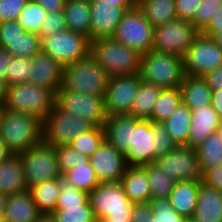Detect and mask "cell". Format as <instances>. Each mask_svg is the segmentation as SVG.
I'll use <instances>...</instances> for the list:
<instances>
[{
	"mask_svg": "<svg viewBox=\"0 0 222 222\" xmlns=\"http://www.w3.org/2000/svg\"><path fill=\"white\" fill-rule=\"evenodd\" d=\"M0 139L12 154L25 153L43 141V121L34 115L3 107L0 113Z\"/></svg>",
	"mask_w": 222,
	"mask_h": 222,
	"instance_id": "6da1fadb",
	"label": "cell"
},
{
	"mask_svg": "<svg viewBox=\"0 0 222 222\" xmlns=\"http://www.w3.org/2000/svg\"><path fill=\"white\" fill-rule=\"evenodd\" d=\"M90 55L110 77L140 74L142 54L112 38L91 41Z\"/></svg>",
	"mask_w": 222,
	"mask_h": 222,
	"instance_id": "7a4b0ae2",
	"label": "cell"
},
{
	"mask_svg": "<svg viewBox=\"0 0 222 222\" xmlns=\"http://www.w3.org/2000/svg\"><path fill=\"white\" fill-rule=\"evenodd\" d=\"M56 93L30 83L6 86L3 107L9 111L34 115L42 121L55 106Z\"/></svg>",
	"mask_w": 222,
	"mask_h": 222,
	"instance_id": "3957f363",
	"label": "cell"
},
{
	"mask_svg": "<svg viewBox=\"0 0 222 222\" xmlns=\"http://www.w3.org/2000/svg\"><path fill=\"white\" fill-rule=\"evenodd\" d=\"M109 75L89 54L63 68L62 88L87 95H105Z\"/></svg>",
	"mask_w": 222,
	"mask_h": 222,
	"instance_id": "277c9868",
	"label": "cell"
},
{
	"mask_svg": "<svg viewBox=\"0 0 222 222\" xmlns=\"http://www.w3.org/2000/svg\"><path fill=\"white\" fill-rule=\"evenodd\" d=\"M139 75L162 89L180 87L185 76L183 57L151 50L142 54Z\"/></svg>",
	"mask_w": 222,
	"mask_h": 222,
	"instance_id": "5b68a950",
	"label": "cell"
},
{
	"mask_svg": "<svg viewBox=\"0 0 222 222\" xmlns=\"http://www.w3.org/2000/svg\"><path fill=\"white\" fill-rule=\"evenodd\" d=\"M89 203L97 222L102 219H131L133 203L120 181L99 183L89 193Z\"/></svg>",
	"mask_w": 222,
	"mask_h": 222,
	"instance_id": "8992f818",
	"label": "cell"
},
{
	"mask_svg": "<svg viewBox=\"0 0 222 222\" xmlns=\"http://www.w3.org/2000/svg\"><path fill=\"white\" fill-rule=\"evenodd\" d=\"M153 32L154 27L145 18L143 11L136 6L124 12L111 38L145 54L152 50Z\"/></svg>",
	"mask_w": 222,
	"mask_h": 222,
	"instance_id": "52a82bcc",
	"label": "cell"
},
{
	"mask_svg": "<svg viewBox=\"0 0 222 222\" xmlns=\"http://www.w3.org/2000/svg\"><path fill=\"white\" fill-rule=\"evenodd\" d=\"M90 43L87 36L69 29L41 39L42 51L63 67L88 56Z\"/></svg>",
	"mask_w": 222,
	"mask_h": 222,
	"instance_id": "ba28073f",
	"label": "cell"
},
{
	"mask_svg": "<svg viewBox=\"0 0 222 222\" xmlns=\"http://www.w3.org/2000/svg\"><path fill=\"white\" fill-rule=\"evenodd\" d=\"M92 127L90 122L61 110L55 104L43 121V141L54 148L69 145Z\"/></svg>",
	"mask_w": 222,
	"mask_h": 222,
	"instance_id": "9c48e42d",
	"label": "cell"
},
{
	"mask_svg": "<svg viewBox=\"0 0 222 222\" xmlns=\"http://www.w3.org/2000/svg\"><path fill=\"white\" fill-rule=\"evenodd\" d=\"M20 155L28 189L43 181L62 178L55 148L44 141Z\"/></svg>",
	"mask_w": 222,
	"mask_h": 222,
	"instance_id": "30bf717a",
	"label": "cell"
},
{
	"mask_svg": "<svg viewBox=\"0 0 222 222\" xmlns=\"http://www.w3.org/2000/svg\"><path fill=\"white\" fill-rule=\"evenodd\" d=\"M199 33L190 21L167 22L154 28L152 50L184 57Z\"/></svg>",
	"mask_w": 222,
	"mask_h": 222,
	"instance_id": "8fae6325",
	"label": "cell"
},
{
	"mask_svg": "<svg viewBox=\"0 0 222 222\" xmlns=\"http://www.w3.org/2000/svg\"><path fill=\"white\" fill-rule=\"evenodd\" d=\"M55 104L61 110L86 120L93 126H104L107 119L104 95L81 94L60 87L56 92Z\"/></svg>",
	"mask_w": 222,
	"mask_h": 222,
	"instance_id": "7c38bea8",
	"label": "cell"
},
{
	"mask_svg": "<svg viewBox=\"0 0 222 222\" xmlns=\"http://www.w3.org/2000/svg\"><path fill=\"white\" fill-rule=\"evenodd\" d=\"M185 75L203 77L222 66V48L199 33L183 57Z\"/></svg>",
	"mask_w": 222,
	"mask_h": 222,
	"instance_id": "4fadbf2b",
	"label": "cell"
},
{
	"mask_svg": "<svg viewBox=\"0 0 222 222\" xmlns=\"http://www.w3.org/2000/svg\"><path fill=\"white\" fill-rule=\"evenodd\" d=\"M141 81L139 74L109 77L104 95L107 116L130 115Z\"/></svg>",
	"mask_w": 222,
	"mask_h": 222,
	"instance_id": "5bb4252c",
	"label": "cell"
},
{
	"mask_svg": "<svg viewBox=\"0 0 222 222\" xmlns=\"http://www.w3.org/2000/svg\"><path fill=\"white\" fill-rule=\"evenodd\" d=\"M155 163L174 181L201 180L196 148L176 146L172 151L158 157Z\"/></svg>",
	"mask_w": 222,
	"mask_h": 222,
	"instance_id": "9a60e30c",
	"label": "cell"
},
{
	"mask_svg": "<svg viewBox=\"0 0 222 222\" xmlns=\"http://www.w3.org/2000/svg\"><path fill=\"white\" fill-rule=\"evenodd\" d=\"M156 142V123L135 118L132 146L125 154L128 166H141L153 163L158 158Z\"/></svg>",
	"mask_w": 222,
	"mask_h": 222,
	"instance_id": "2e32d148",
	"label": "cell"
},
{
	"mask_svg": "<svg viewBox=\"0 0 222 222\" xmlns=\"http://www.w3.org/2000/svg\"><path fill=\"white\" fill-rule=\"evenodd\" d=\"M91 12L90 40L111 38L128 8L122 2L89 0Z\"/></svg>",
	"mask_w": 222,
	"mask_h": 222,
	"instance_id": "e0dca14e",
	"label": "cell"
},
{
	"mask_svg": "<svg viewBox=\"0 0 222 222\" xmlns=\"http://www.w3.org/2000/svg\"><path fill=\"white\" fill-rule=\"evenodd\" d=\"M90 163L99 183L118 182L125 174V155L114 148L106 139L90 157Z\"/></svg>",
	"mask_w": 222,
	"mask_h": 222,
	"instance_id": "ac0fdd59",
	"label": "cell"
},
{
	"mask_svg": "<svg viewBox=\"0 0 222 222\" xmlns=\"http://www.w3.org/2000/svg\"><path fill=\"white\" fill-rule=\"evenodd\" d=\"M63 66L42 50L32 57L28 83L48 88L55 93L63 83Z\"/></svg>",
	"mask_w": 222,
	"mask_h": 222,
	"instance_id": "d6986e66",
	"label": "cell"
},
{
	"mask_svg": "<svg viewBox=\"0 0 222 222\" xmlns=\"http://www.w3.org/2000/svg\"><path fill=\"white\" fill-rule=\"evenodd\" d=\"M104 129L105 139L125 155L132 146L135 117L132 115L107 116Z\"/></svg>",
	"mask_w": 222,
	"mask_h": 222,
	"instance_id": "ffe728a7",
	"label": "cell"
},
{
	"mask_svg": "<svg viewBox=\"0 0 222 222\" xmlns=\"http://www.w3.org/2000/svg\"><path fill=\"white\" fill-rule=\"evenodd\" d=\"M220 122L218 113L211 105L192 110L187 146L196 148L209 135L218 130Z\"/></svg>",
	"mask_w": 222,
	"mask_h": 222,
	"instance_id": "44dd1931",
	"label": "cell"
},
{
	"mask_svg": "<svg viewBox=\"0 0 222 222\" xmlns=\"http://www.w3.org/2000/svg\"><path fill=\"white\" fill-rule=\"evenodd\" d=\"M27 189L22 157L11 154L0 162V193L12 195Z\"/></svg>",
	"mask_w": 222,
	"mask_h": 222,
	"instance_id": "7402d4cb",
	"label": "cell"
},
{
	"mask_svg": "<svg viewBox=\"0 0 222 222\" xmlns=\"http://www.w3.org/2000/svg\"><path fill=\"white\" fill-rule=\"evenodd\" d=\"M201 180L177 181L168 200L171 207L181 216L192 218L197 205Z\"/></svg>",
	"mask_w": 222,
	"mask_h": 222,
	"instance_id": "603a6c76",
	"label": "cell"
},
{
	"mask_svg": "<svg viewBox=\"0 0 222 222\" xmlns=\"http://www.w3.org/2000/svg\"><path fill=\"white\" fill-rule=\"evenodd\" d=\"M41 215L28 189L8 195L3 216L6 222H35Z\"/></svg>",
	"mask_w": 222,
	"mask_h": 222,
	"instance_id": "cb8c5ba5",
	"label": "cell"
},
{
	"mask_svg": "<svg viewBox=\"0 0 222 222\" xmlns=\"http://www.w3.org/2000/svg\"><path fill=\"white\" fill-rule=\"evenodd\" d=\"M192 218L196 222H222V192L201 183Z\"/></svg>",
	"mask_w": 222,
	"mask_h": 222,
	"instance_id": "d4e9b609",
	"label": "cell"
},
{
	"mask_svg": "<svg viewBox=\"0 0 222 222\" xmlns=\"http://www.w3.org/2000/svg\"><path fill=\"white\" fill-rule=\"evenodd\" d=\"M120 182L125 194L133 204L150 202L151 189L146 172L142 166H127Z\"/></svg>",
	"mask_w": 222,
	"mask_h": 222,
	"instance_id": "484cf974",
	"label": "cell"
},
{
	"mask_svg": "<svg viewBox=\"0 0 222 222\" xmlns=\"http://www.w3.org/2000/svg\"><path fill=\"white\" fill-rule=\"evenodd\" d=\"M180 90L182 102L191 110L211 105L212 90L203 77L185 75Z\"/></svg>",
	"mask_w": 222,
	"mask_h": 222,
	"instance_id": "4316f807",
	"label": "cell"
},
{
	"mask_svg": "<svg viewBox=\"0 0 222 222\" xmlns=\"http://www.w3.org/2000/svg\"><path fill=\"white\" fill-rule=\"evenodd\" d=\"M64 13L67 29L90 39L91 12L89 0H66Z\"/></svg>",
	"mask_w": 222,
	"mask_h": 222,
	"instance_id": "83f0119b",
	"label": "cell"
},
{
	"mask_svg": "<svg viewBox=\"0 0 222 222\" xmlns=\"http://www.w3.org/2000/svg\"><path fill=\"white\" fill-rule=\"evenodd\" d=\"M42 215H51L61 192V178L51 179L36 184L28 189Z\"/></svg>",
	"mask_w": 222,
	"mask_h": 222,
	"instance_id": "f1b7e54d",
	"label": "cell"
},
{
	"mask_svg": "<svg viewBox=\"0 0 222 222\" xmlns=\"http://www.w3.org/2000/svg\"><path fill=\"white\" fill-rule=\"evenodd\" d=\"M191 119L192 110L181 102L171 116L162 122L176 146H187Z\"/></svg>",
	"mask_w": 222,
	"mask_h": 222,
	"instance_id": "f546056e",
	"label": "cell"
},
{
	"mask_svg": "<svg viewBox=\"0 0 222 222\" xmlns=\"http://www.w3.org/2000/svg\"><path fill=\"white\" fill-rule=\"evenodd\" d=\"M138 7L154 28L177 19L175 0H138Z\"/></svg>",
	"mask_w": 222,
	"mask_h": 222,
	"instance_id": "4dcf8cb0",
	"label": "cell"
},
{
	"mask_svg": "<svg viewBox=\"0 0 222 222\" xmlns=\"http://www.w3.org/2000/svg\"><path fill=\"white\" fill-rule=\"evenodd\" d=\"M162 91L157 85L140 82V87L134 99L130 115L137 119L150 120L155 102Z\"/></svg>",
	"mask_w": 222,
	"mask_h": 222,
	"instance_id": "1f68e13d",
	"label": "cell"
},
{
	"mask_svg": "<svg viewBox=\"0 0 222 222\" xmlns=\"http://www.w3.org/2000/svg\"><path fill=\"white\" fill-rule=\"evenodd\" d=\"M201 173L222 165V138L217 132L196 147Z\"/></svg>",
	"mask_w": 222,
	"mask_h": 222,
	"instance_id": "d6a6232c",
	"label": "cell"
},
{
	"mask_svg": "<svg viewBox=\"0 0 222 222\" xmlns=\"http://www.w3.org/2000/svg\"><path fill=\"white\" fill-rule=\"evenodd\" d=\"M149 181L151 189V200L168 199L176 181L172 180L159 166L153 163L141 165Z\"/></svg>",
	"mask_w": 222,
	"mask_h": 222,
	"instance_id": "836d02e7",
	"label": "cell"
},
{
	"mask_svg": "<svg viewBox=\"0 0 222 222\" xmlns=\"http://www.w3.org/2000/svg\"><path fill=\"white\" fill-rule=\"evenodd\" d=\"M62 178L67 185L88 194L99 184L91 163L75 164L73 168L62 175Z\"/></svg>",
	"mask_w": 222,
	"mask_h": 222,
	"instance_id": "e575fe53",
	"label": "cell"
},
{
	"mask_svg": "<svg viewBox=\"0 0 222 222\" xmlns=\"http://www.w3.org/2000/svg\"><path fill=\"white\" fill-rule=\"evenodd\" d=\"M181 102L182 93L180 87L162 89L151 113V121L162 123L171 116Z\"/></svg>",
	"mask_w": 222,
	"mask_h": 222,
	"instance_id": "d590c367",
	"label": "cell"
},
{
	"mask_svg": "<svg viewBox=\"0 0 222 222\" xmlns=\"http://www.w3.org/2000/svg\"><path fill=\"white\" fill-rule=\"evenodd\" d=\"M41 37L38 34L24 32L15 40H6L7 50L12 57H27L32 58L41 50Z\"/></svg>",
	"mask_w": 222,
	"mask_h": 222,
	"instance_id": "8d00e7d4",
	"label": "cell"
},
{
	"mask_svg": "<svg viewBox=\"0 0 222 222\" xmlns=\"http://www.w3.org/2000/svg\"><path fill=\"white\" fill-rule=\"evenodd\" d=\"M105 140L104 126H93L78 135L69 145L78 153L91 157Z\"/></svg>",
	"mask_w": 222,
	"mask_h": 222,
	"instance_id": "74e56055",
	"label": "cell"
},
{
	"mask_svg": "<svg viewBox=\"0 0 222 222\" xmlns=\"http://www.w3.org/2000/svg\"><path fill=\"white\" fill-rule=\"evenodd\" d=\"M48 12L40 6L35 0H29L20 15L17 22L22 26L25 32L40 34V28Z\"/></svg>",
	"mask_w": 222,
	"mask_h": 222,
	"instance_id": "f35d334b",
	"label": "cell"
},
{
	"mask_svg": "<svg viewBox=\"0 0 222 222\" xmlns=\"http://www.w3.org/2000/svg\"><path fill=\"white\" fill-rule=\"evenodd\" d=\"M32 69V58L12 57L6 70V86L28 83Z\"/></svg>",
	"mask_w": 222,
	"mask_h": 222,
	"instance_id": "ab89813d",
	"label": "cell"
},
{
	"mask_svg": "<svg viewBox=\"0 0 222 222\" xmlns=\"http://www.w3.org/2000/svg\"><path fill=\"white\" fill-rule=\"evenodd\" d=\"M51 216L55 222H97L89 201L82 206L55 209Z\"/></svg>",
	"mask_w": 222,
	"mask_h": 222,
	"instance_id": "60d3db41",
	"label": "cell"
},
{
	"mask_svg": "<svg viewBox=\"0 0 222 222\" xmlns=\"http://www.w3.org/2000/svg\"><path fill=\"white\" fill-rule=\"evenodd\" d=\"M89 201V194L67 185L61 178V192L58 197L55 209H65V207L82 206Z\"/></svg>",
	"mask_w": 222,
	"mask_h": 222,
	"instance_id": "b9f144b4",
	"label": "cell"
},
{
	"mask_svg": "<svg viewBox=\"0 0 222 222\" xmlns=\"http://www.w3.org/2000/svg\"><path fill=\"white\" fill-rule=\"evenodd\" d=\"M59 171L63 175L78 163H90V157L78 153L71 145H64L55 148Z\"/></svg>",
	"mask_w": 222,
	"mask_h": 222,
	"instance_id": "7bdbcfd3",
	"label": "cell"
},
{
	"mask_svg": "<svg viewBox=\"0 0 222 222\" xmlns=\"http://www.w3.org/2000/svg\"><path fill=\"white\" fill-rule=\"evenodd\" d=\"M152 207V222H184L186 217L179 215L168 199H155L149 202Z\"/></svg>",
	"mask_w": 222,
	"mask_h": 222,
	"instance_id": "ee69618b",
	"label": "cell"
},
{
	"mask_svg": "<svg viewBox=\"0 0 222 222\" xmlns=\"http://www.w3.org/2000/svg\"><path fill=\"white\" fill-rule=\"evenodd\" d=\"M222 7V0H202L191 23L201 32Z\"/></svg>",
	"mask_w": 222,
	"mask_h": 222,
	"instance_id": "f6af8a7d",
	"label": "cell"
},
{
	"mask_svg": "<svg viewBox=\"0 0 222 222\" xmlns=\"http://www.w3.org/2000/svg\"><path fill=\"white\" fill-rule=\"evenodd\" d=\"M66 29L67 23L64 11L48 13L41 25L39 36L42 39Z\"/></svg>",
	"mask_w": 222,
	"mask_h": 222,
	"instance_id": "bcb514c9",
	"label": "cell"
},
{
	"mask_svg": "<svg viewBox=\"0 0 222 222\" xmlns=\"http://www.w3.org/2000/svg\"><path fill=\"white\" fill-rule=\"evenodd\" d=\"M29 0H0V22L17 20Z\"/></svg>",
	"mask_w": 222,
	"mask_h": 222,
	"instance_id": "7dc6e473",
	"label": "cell"
},
{
	"mask_svg": "<svg viewBox=\"0 0 222 222\" xmlns=\"http://www.w3.org/2000/svg\"><path fill=\"white\" fill-rule=\"evenodd\" d=\"M24 32L17 20L0 22V48L6 47V40H15Z\"/></svg>",
	"mask_w": 222,
	"mask_h": 222,
	"instance_id": "c3c4849f",
	"label": "cell"
},
{
	"mask_svg": "<svg viewBox=\"0 0 222 222\" xmlns=\"http://www.w3.org/2000/svg\"><path fill=\"white\" fill-rule=\"evenodd\" d=\"M156 142L158 157L172 151L176 147L163 123H156Z\"/></svg>",
	"mask_w": 222,
	"mask_h": 222,
	"instance_id": "681fc988",
	"label": "cell"
},
{
	"mask_svg": "<svg viewBox=\"0 0 222 222\" xmlns=\"http://www.w3.org/2000/svg\"><path fill=\"white\" fill-rule=\"evenodd\" d=\"M202 0H175L177 19L192 21Z\"/></svg>",
	"mask_w": 222,
	"mask_h": 222,
	"instance_id": "f907efd6",
	"label": "cell"
},
{
	"mask_svg": "<svg viewBox=\"0 0 222 222\" xmlns=\"http://www.w3.org/2000/svg\"><path fill=\"white\" fill-rule=\"evenodd\" d=\"M201 181L204 185L222 192V165L206 170Z\"/></svg>",
	"mask_w": 222,
	"mask_h": 222,
	"instance_id": "816d5d0a",
	"label": "cell"
},
{
	"mask_svg": "<svg viewBox=\"0 0 222 222\" xmlns=\"http://www.w3.org/2000/svg\"><path fill=\"white\" fill-rule=\"evenodd\" d=\"M152 215L150 203L133 204L131 222H152Z\"/></svg>",
	"mask_w": 222,
	"mask_h": 222,
	"instance_id": "f5cc1de1",
	"label": "cell"
},
{
	"mask_svg": "<svg viewBox=\"0 0 222 222\" xmlns=\"http://www.w3.org/2000/svg\"><path fill=\"white\" fill-rule=\"evenodd\" d=\"M222 30V7L211 18L206 27L200 32L202 35L212 37L215 33Z\"/></svg>",
	"mask_w": 222,
	"mask_h": 222,
	"instance_id": "db71d44e",
	"label": "cell"
},
{
	"mask_svg": "<svg viewBox=\"0 0 222 222\" xmlns=\"http://www.w3.org/2000/svg\"><path fill=\"white\" fill-rule=\"evenodd\" d=\"M203 78L212 91L222 89V66L208 72Z\"/></svg>",
	"mask_w": 222,
	"mask_h": 222,
	"instance_id": "11a10c76",
	"label": "cell"
},
{
	"mask_svg": "<svg viewBox=\"0 0 222 222\" xmlns=\"http://www.w3.org/2000/svg\"><path fill=\"white\" fill-rule=\"evenodd\" d=\"M48 13L64 11L66 0H35Z\"/></svg>",
	"mask_w": 222,
	"mask_h": 222,
	"instance_id": "9f6ffc18",
	"label": "cell"
},
{
	"mask_svg": "<svg viewBox=\"0 0 222 222\" xmlns=\"http://www.w3.org/2000/svg\"><path fill=\"white\" fill-rule=\"evenodd\" d=\"M12 55L5 49L0 48V81L6 87V70Z\"/></svg>",
	"mask_w": 222,
	"mask_h": 222,
	"instance_id": "6f0895ef",
	"label": "cell"
},
{
	"mask_svg": "<svg viewBox=\"0 0 222 222\" xmlns=\"http://www.w3.org/2000/svg\"><path fill=\"white\" fill-rule=\"evenodd\" d=\"M211 106L222 121V89L214 90L211 94Z\"/></svg>",
	"mask_w": 222,
	"mask_h": 222,
	"instance_id": "680465c9",
	"label": "cell"
},
{
	"mask_svg": "<svg viewBox=\"0 0 222 222\" xmlns=\"http://www.w3.org/2000/svg\"><path fill=\"white\" fill-rule=\"evenodd\" d=\"M12 153L6 144L0 139V162L8 158Z\"/></svg>",
	"mask_w": 222,
	"mask_h": 222,
	"instance_id": "91938a15",
	"label": "cell"
},
{
	"mask_svg": "<svg viewBox=\"0 0 222 222\" xmlns=\"http://www.w3.org/2000/svg\"><path fill=\"white\" fill-rule=\"evenodd\" d=\"M113 2H122L128 9L138 6V0H111Z\"/></svg>",
	"mask_w": 222,
	"mask_h": 222,
	"instance_id": "94428289",
	"label": "cell"
},
{
	"mask_svg": "<svg viewBox=\"0 0 222 222\" xmlns=\"http://www.w3.org/2000/svg\"><path fill=\"white\" fill-rule=\"evenodd\" d=\"M8 195L0 193V216H4Z\"/></svg>",
	"mask_w": 222,
	"mask_h": 222,
	"instance_id": "6125c7cd",
	"label": "cell"
},
{
	"mask_svg": "<svg viewBox=\"0 0 222 222\" xmlns=\"http://www.w3.org/2000/svg\"><path fill=\"white\" fill-rule=\"evenodd\" d=\"M222 48V30L211 37Z\"/></svg>",
	"mask_w": 222,
	"mask_h": 222,
	"instance_id": "be15d7a7",
	"label": "cell"
},
{
	"mask_svg": "<svg viewBox=\"0 0 222 222\" xmlns=\"http://www.w3.org/2000/svg\"><path fill=\"white\" fill-rule=\"evenodd\" d=\"M35 222H55L51 215H41Z\"/></svg>",
	"mask_w": 222,
	"mask_h": 222,
	"instance_id": "e7e4bbea",
	"label": "cell"
},
{
	"mask_svg": "<svg viewBox=\"0 0 222 222\" xmlns=\"http://www.w3.org/2000/svg\"><path fill=\"white\" fill-rule=\"evenodd\" d=\"M5 85L0 81V104H4L5 98Z\"/></svg>",
	"mask_w": 222,
	"mask_h": 222,
	"instance_id": "03108f58",
	"label": "cell"
},
{
	"mask_svg": "<svg viewBox=\"0 0 222 222\" xmlns=\"http://www.w3.org/2000/svg\"><path fill=\"white\" fill-rule=\"evenodd\" d=\"M99 222H131V219H102Z\"/></svg>",
	"mask_w": 222,
	"mask_h": 222,
	"instance_id": "003e7915",
	"label": "cell"
},
{
	"mask_svg": "<svg viewBox=\"0 0 222 222\" xmlns=\"http://www.w3.org/2000/svg\"><path fill=\"white\" fill-rule=\"evenodd\" d=\"M217 134L222 138V121L220 122V125L218 127V130L216 131Z\"/></svg>",
	"mask_w": 222,
	"mask_h": 222,
	"instance_id": "a7ac6f4b",
	"label": "cell"
},
{
	"mask_svg": "<svg viewBox=\"0 0 222 222\" xmlns=\"http://www.w3.org/2000/svg\"><path fill=\"white\" fill-rule=\"evenodd\" d=\"M184 222H196L193 218H186Z\"/></svg>",
	"mask_w": 222,
	"mask_h": 222,
	"instance_id": "89a4df30",
	"label": "cell"
},
{
	"mask_svg": "<svg viewBox=\"0 0 222 222\" xmlns=\"http://www.w3.org/2000/svg\"><path fill=\"white\" fill-rule=\"evenodd\" d=\"M0 222H6L3 216H0Z\"/></svg>",
	"mask_w": 222,
	"mask_h": 222,
	"instance_id": "2644e50d",
	"label": "cell"
},
{
	"mask_svg": "<svg viewBox=\"0 0 222 222\" xmlns=\"http://www.w3.org/2000/svg\"><path fill=\"white\" fill-rule=\"evenodd\" d=\"M2 108H3V105H2V104H0V113H1Z\"/></svg>",
	"mask_w": 222,
	"mask_h": 222,
	"instance_id": "8c879c8a",
	"label": "cell"
}]
</instances>
